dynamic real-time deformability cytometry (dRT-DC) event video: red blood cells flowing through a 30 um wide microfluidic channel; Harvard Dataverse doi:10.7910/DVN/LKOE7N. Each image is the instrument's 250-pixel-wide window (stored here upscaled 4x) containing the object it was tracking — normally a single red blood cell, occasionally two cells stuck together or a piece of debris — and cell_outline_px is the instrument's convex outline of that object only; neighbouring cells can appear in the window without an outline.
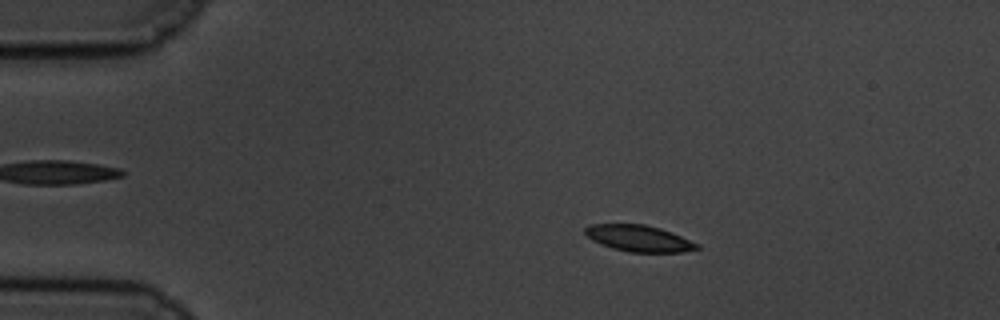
{"species": "common noctule bat (a hibernating species)", "species_latin": "Nyctalus noctula", "temperature_condition": "cold", "stored_images_in_passage": 59, "camera_frame_rate_fps": 3000, "um_per_image_px": 0.085, "animal": {"sex": "male", "body_mass_g": 19.5, "forearm_length_mm": 54.6}, "frame": {"image": 1, "passage_image": 11, "time_ms": 3.333, "image_size_px": [1000, 320], "cell_outline_px": [[700, 248], [684, 252], [628, 252], [612, 248], [600, 244], [592, 240], [584, 232], [584, 228], [588, 224], [644, 224], [660, 228], [672, 232], [700, 244]], "centroid_in_image_um": [54.31, 20.26], "position_along_channel_um": 30.7, "area_um2": 17.34}}
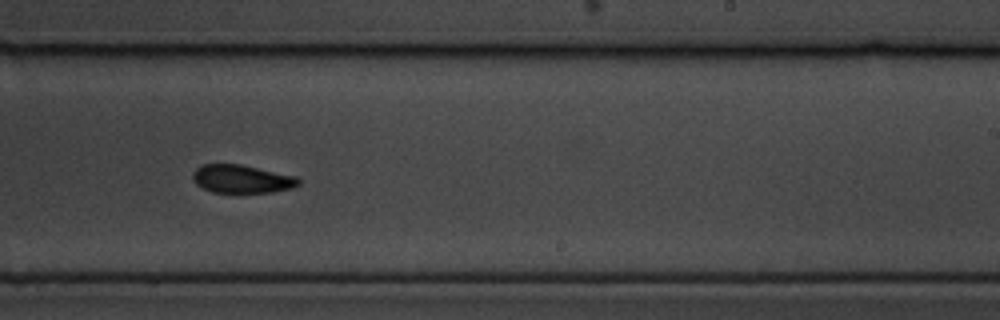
{"frame": {"image": 2, "passage_image": 37, "time_ms": 12.0, "image_size_px": [1000, 320], "cell_outline_px": [[300, 184], [292, 188], [272, 192], [212, 192], [196, 184], [192, 180], [192, 172], [200, 164], [240, 164], [296, 176], [300, 180]], "centroid_in_image_um": [20.53, 15.2], "position_along_channel_um": 268.5, "area_um2": 17.4}}
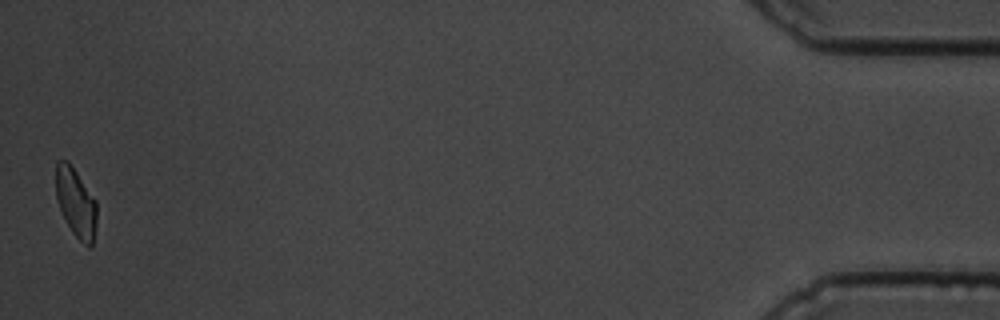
{"frame": {"image": 3, "passage_image": 59, "time_ms": 19.333, "image_size_px": [1000, 320], "cell_outline_px": [[96, 224], [92, 244], [88, 248], [72, 232], [60, 208], [56, 196], [56, 160], [68, 160], [96, 200]], "centroid_in_image_um": [6.45, 17.2], "position_along_channel_um": 428.8, "area_um2": 16.24}, "authors_computed_cell_mechanics": {"area_um2": 17.7446, "velocity_mm_per_s": 3.3807, "shape_relaxation_time_tau1_ms": 2.8652, "shape_relaxation_time_tau2_ms": 7.1486, "deformation_change_tau1": 0.1042, "deformation_change_tau2": 0.1174}}